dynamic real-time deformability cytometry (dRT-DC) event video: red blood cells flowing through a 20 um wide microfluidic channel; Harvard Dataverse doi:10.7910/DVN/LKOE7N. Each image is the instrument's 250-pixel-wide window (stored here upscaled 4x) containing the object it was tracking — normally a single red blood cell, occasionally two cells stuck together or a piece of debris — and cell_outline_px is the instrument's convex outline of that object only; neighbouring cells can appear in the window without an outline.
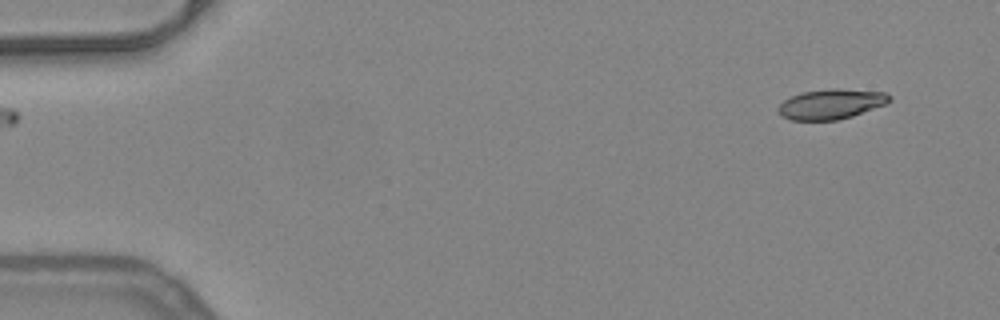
{"species": "common noctule bat (a hibernating species)", "species_latin": "Nyctalus noctula", "temperature_condition": "warm", "stored_images_in_passage": 49, "camera_frame_rate_fps": 3000, "um_per_image_px": 0.085, "animal": {"sex": "female", "body_mass_g": 24.6, "forearm_length_mm": 56.2}, "frame": {"image": 1, "passage_image": 1, "time_ms": 0.0, "image_size_px": [1000, 320], "cell_outline_px": [[892, 100], [884, 104], [852, 116], [836, 120], [792, 120], [784, 116], [776, 108], [784, 100], [792, 96], [804, 92], [832, 88], [836, 88], [884, 92], [892, 96]], "centroid_in_image_um": [70.66, 8.84], "position_along_channel_um": 14.3, "area_um2": 19.19}}
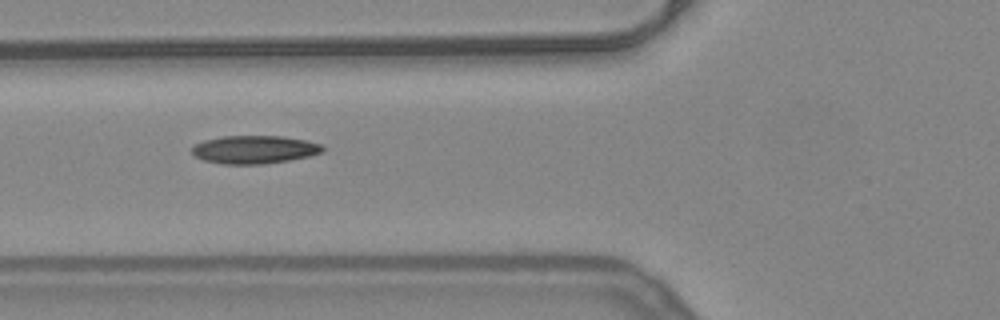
{"frame": {"image": 2, "passage_image": 17, "time_ms": 5.333, "image_size_px": [1000, 320], "cell_outline_px": [[328, 148], [324, 152], [308, 156], [288, 160], [264, 164], [220, 164], [204, 160], [196, 156], [192, 152], [192, 148], [196, 144], [204, 140], [224, 136], [280, 136], [308, 140], [320, 144]], "centroid_in_image_um": [21.67, 12.71], "position_along_channel_um": 104.1, "area_um2": 21.44}}
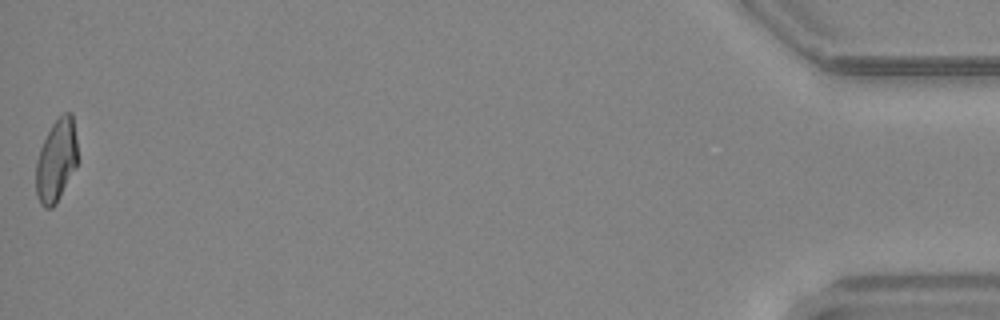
{"frame": {"image": 3, "passage_image": 49, "time_ms": 16.0, "image_size_px": [1000, 320], "cell_outline_px": [[80, 160], [76, 168], [56, 204], [52, 208], [44, 208], [40, 204], [36, 196], [36, 160], [40, 148], [52, 124], [64, 112], [72, 112]], "centroid_in_image_um": [4.81, 13.66], "position_along_channel_um": 430.4, "area_um2": 20.52}, "authors_computed_cell_mechanics": {"area_um2": 20.519, "velocity_mm_per_s": 3.9751, "shape_relaxation_time_tau1_ms": null, "shape_relaxation_time_tau2_ms": 2.57, "deformation_change_tau1": null, "deformation_change_tau2": 0.1001}}